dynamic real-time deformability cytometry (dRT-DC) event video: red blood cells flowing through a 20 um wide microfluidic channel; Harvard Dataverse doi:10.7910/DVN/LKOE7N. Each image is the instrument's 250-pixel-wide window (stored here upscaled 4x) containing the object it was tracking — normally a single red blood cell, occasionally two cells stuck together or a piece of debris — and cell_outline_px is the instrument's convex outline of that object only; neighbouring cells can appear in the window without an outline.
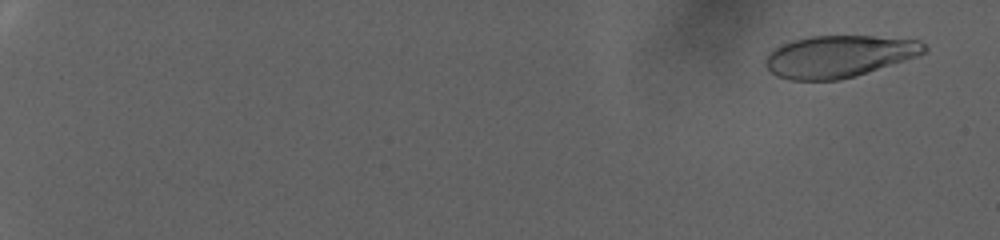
{"species": "human", "species_latin": "Homo sapiens", "temperature_condition": "warm", "stored_images_in_passage": 6, "camera_frame_rate_fps": 3000, "um_per_image_px": 0.085, "donor": {"sex": "female"}, "frame": {"image": 1, "passage_image": 5, "time_ms": 1.333, "image_size_px": [1000, 240], "cell_outline_px": [[928, 48], [924, 52], [916, 56], [856, 76], [836, 80], [792, 80], [776, 76], [768, 72], [764, 64], [764, 56], [772, 48], [780, 44], [792, 40], [808, 36], [872, 36], [920, 40]], "centroid_in_image_um": [71.21, 4.79], "position_along_channel_um": 13.8, "area_um2": 39.07}}